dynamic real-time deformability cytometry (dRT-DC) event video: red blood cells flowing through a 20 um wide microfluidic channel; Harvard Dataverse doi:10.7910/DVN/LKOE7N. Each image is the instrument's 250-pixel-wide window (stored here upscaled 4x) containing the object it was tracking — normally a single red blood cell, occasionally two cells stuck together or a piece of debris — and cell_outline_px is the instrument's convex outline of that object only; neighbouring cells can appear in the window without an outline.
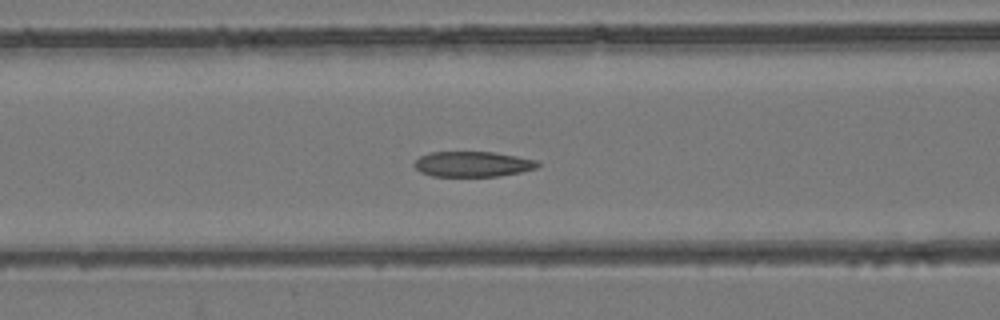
{"species": "common noctule bat (a hibernating species)", "species_latin": "Nyctalus noctula", "temperature_condition": "room temperature", "stored_images_in_passage": 54, "camera_frame_rate_fps": 3000, "um_per_image_px": 0.085, "animal": {"sex": "female", "body_mass_g": 24.6, "forearm_length_mm": 56.2}, "frame": {"image": 1, "passage_image": 23, "time_ms": 7.333, "image_size_px": [1000, 320], "cell_outline_px": [[540, 164], [536, 168], [520, 172], [500, 176], [432, 176], [420, 172], [412, 164], [420, 156], [428, 152], [492, 152], [516, 156], [536, 160]], "centroid_in_image_um": [40.14, 13.95], "position_along_channel_um": 126.5, "area_um2": 18.21}}
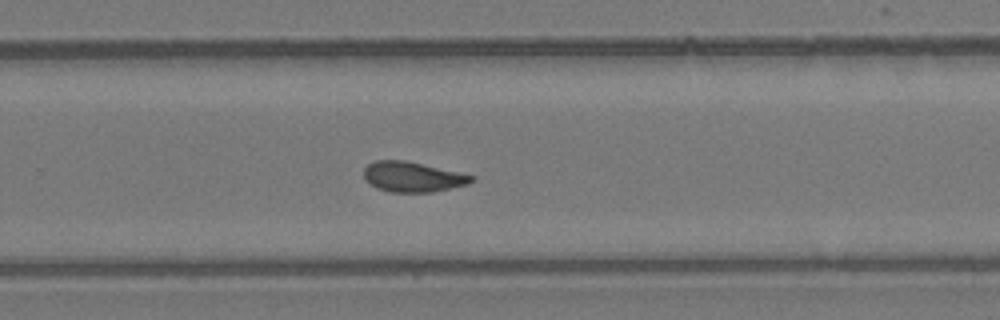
{"frame": {"image": 2, "passage_image": 36, "time_ms": 11.667, "image_size_px": [1000, 320], "cell_outline_px": [[476, 180], [468, 184], [452, 188], [432, 192], [392, 192], [376, 188], [364, 180], [364, 168], [368, 164], [376, 160], [404, 160], [476, 176]], "centroid_in_image_um": [35.07, 15.04], "position_along_channel_um": 294.7, "area_um2": 18.96}}
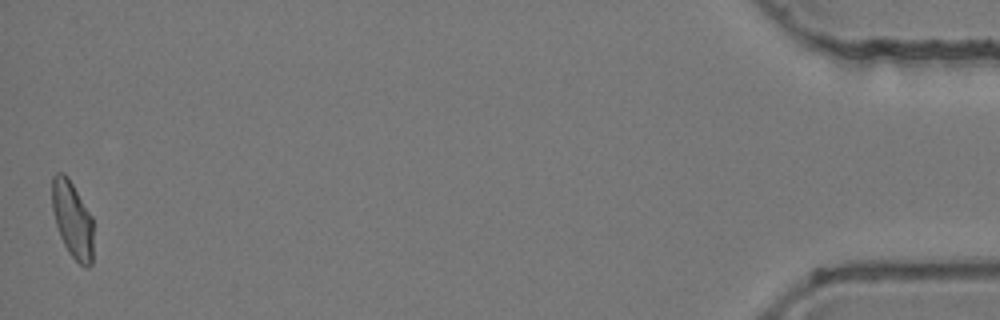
{"frame": {"image": 3, "passage_image": 54, "time_ms": 17.667, "image_size_px": [1000, 320], "cell_outline_px": [[92, 264], [88, 268], [84, 268], [68, 252], [60, 236], [56, 224], [52, 208], [52, 176], [56, 172], [64, 172], [68, 176], [92, 216]], "centroid_in_image_um": [6.15, 18.64], "position_along_channel_um": 429.1, "area_um2": 18.5}, "authors_computed_cell_mechanics": {"area_um2": 19.363, "velocity_mm_per_s": 3.9011, "shape_relaxation_time_tau1_ms": null, "shape_relaxation_time_tau2_ms": 2.2848, "deformation_change_tau1": null, "deformation_change_tau2": 0.087}}